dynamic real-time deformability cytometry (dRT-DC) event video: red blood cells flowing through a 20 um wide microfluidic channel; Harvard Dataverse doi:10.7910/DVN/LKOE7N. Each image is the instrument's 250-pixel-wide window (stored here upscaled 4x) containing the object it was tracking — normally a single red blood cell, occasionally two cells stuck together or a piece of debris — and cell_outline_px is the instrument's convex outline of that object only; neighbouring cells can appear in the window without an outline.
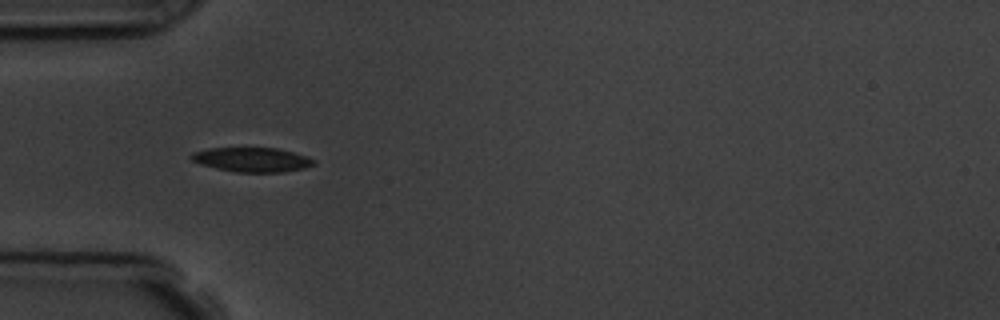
{"species": "common noctule bat (a hibernating species)", "species_latin": "Nyctalus noctula", "temperature_condition": "room temperature", "stored_images_in_passage": 8, "camera_frame_rate_fps": 3000, "um_per_image_px": 0.085, "animal": {"sex": "male", "body_mass_g": 19.5, "forearm_length_mm": 54.6}, "frame": {"image": 1, "passage_image": 4, "time_ms": 3.333, "image_size_px": [1000, 320], "cell_outline_px": [[316, 164], [304, 168], [284, 172], [236, 172], [216, 168], [200, 164], [192, 160], [188, 156], [192, 152], [208, 148], [276, 148], [292, 152], [316, 160]], "centroid_in_image_um": [21.39, 13.57], "position_along_channel_um": 63.6, "area_um2": 17.4}}